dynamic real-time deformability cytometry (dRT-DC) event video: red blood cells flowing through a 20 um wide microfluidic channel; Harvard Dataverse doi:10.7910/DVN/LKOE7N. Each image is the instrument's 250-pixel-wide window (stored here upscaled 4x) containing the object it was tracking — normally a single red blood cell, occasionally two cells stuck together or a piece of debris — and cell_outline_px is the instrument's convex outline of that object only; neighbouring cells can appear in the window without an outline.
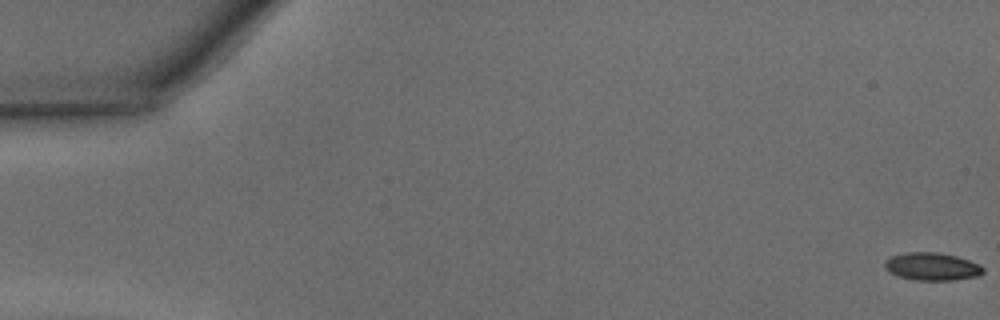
{"species": "common noctule bat (a hibernating species)", "species_latin": "Nyctalus noctula", "temperature_condition": "warm", "stored_images_in_passage": 14, "camera_frame_rate_fps": 3000, "um_per_image_px": 0.085, "animal": {"sex": "male", "body_mass_g": 15.6}, "frame": {"image": 1, "passage_image": 1, "time_ms": 0.0, "image_size_px": [1000, 320], "cell_outline_px": [[984, 272], [976, 276], [952, 280], [916, 280], [900, 276], [888, 272], [884, 268], [884, 264], [892, 256], [904, 252], [940, 252], [956, 256], [980, 264], [984, 268]], "centroid_in_image_um": [79.22, 22.64], "position_along_channel_um": 5.8, "area_um2": 15.84}}
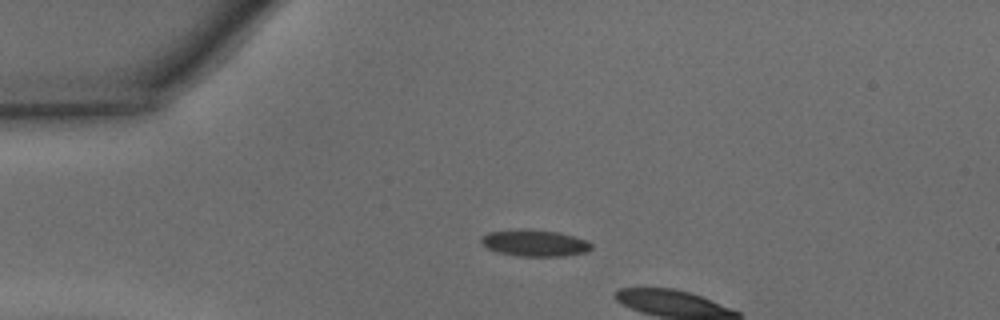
{"frame": {"image": 2, "passage_image": 12, "time_ms": 3.667, "image_size_px": [1000, 320], "cell_outline_px": [[592, 248], [584, 252], [564, 256], [520, 256], [496, 252], [480, 244], [480, 240], [488, 232], [560, 232], [588, 240], [592, 244]], "centroid_in_image_um": [45.5, 20.71], "position_along_channel_um": 39.5, "area_um2": 16.18}}